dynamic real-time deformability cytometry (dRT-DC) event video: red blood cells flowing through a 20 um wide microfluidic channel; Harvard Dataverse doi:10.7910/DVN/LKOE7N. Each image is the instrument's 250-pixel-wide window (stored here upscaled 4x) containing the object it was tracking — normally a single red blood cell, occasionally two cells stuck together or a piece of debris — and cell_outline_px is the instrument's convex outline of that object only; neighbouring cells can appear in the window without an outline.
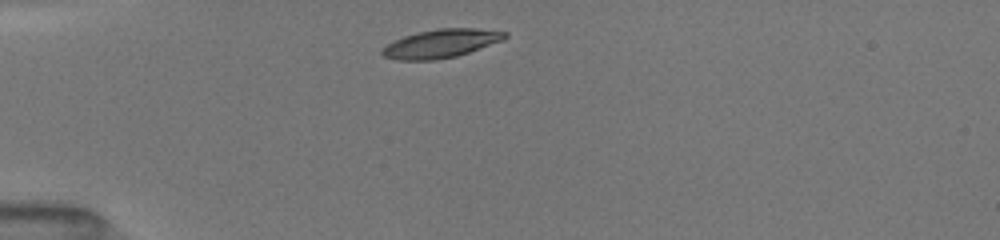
{"species": "common noctule bat (a hibernating species)", "species_latin": "Nyctalus noctula", "temperature_condition": "room temperature", "stored_images_in_passage": 38, "camera_frame_rate_fps": 3000, "um_per_image_px": 0.085, "animal": {"sex": "female", "body_mass_g": 19.5, "forearm_length_mm": 54.1}, "frame": {"image": 1, "passage_image": 1, "time_ms": 0.0, "image_size_px": [1000, 240], "cell_outline_px": [[508, 36], [504, 40], [456, 56], [436, 60], [396, 60], [384, 56], [380, 52], [388, 44], [404, 36], [420, 32], [440, 28], [476, 28], [508, 32]], "centroid_in_image_um": [37.52, 3.7], "position_along_channel_um": 47.5, "area_um2": 20.17}}
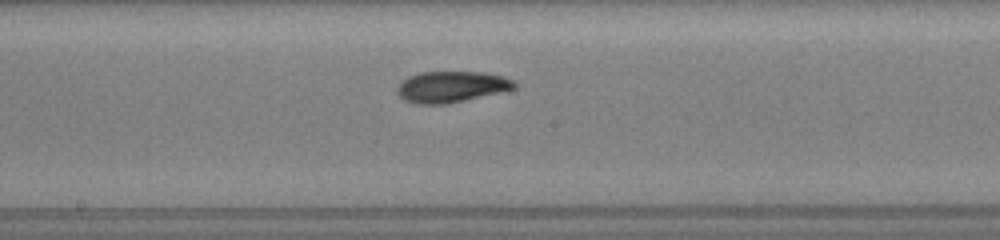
{"frame": {"image": 2, "passage_image": 15, "time_ms": 4.667, "image_size_px": [1000, 240], "cell_outline_px": [[516, 88], [464, 100], [444, 104], [416, 104], [404, 100], [396, 92], [396, 88], [408, 76], [420, 72], [480, 72], [504, 76], [512, 80], [516, 84]], "centroid_in_image_um": [38.33, 7.37], "position_along_channel_um": 209.9, "area_um2": 21.04}}
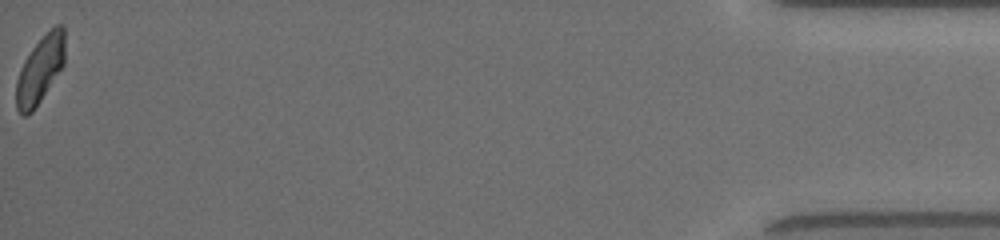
{"frame": {"image": 3, "passage_image": 38, "time_ms": 12.333, "image_size_px": [1000, 240], "cell_outline_px": [[64, 64], [32, 112], [24, 116], [16, 108], [16, 80], [20, 68], [24, 60], [32, 48], [56, 24], [60, 24], [64, 28]], "centroid_in_image_um": [3.39, 5.93], "position_along_channel_um": 431.8, "area_um2": 18.61}, "authors_computed_cell_mechanics": {"area_um2": 20.7213, "velocity_mm_per_s": 4.0473, "shape_relaxation_time_tau1_ms": 3.8667, "shape_relaxation_time_tau2_ms": 1.7684, "deformation_change_tau1": 0.1436, "deformation_change_tau2": 0.0667}}